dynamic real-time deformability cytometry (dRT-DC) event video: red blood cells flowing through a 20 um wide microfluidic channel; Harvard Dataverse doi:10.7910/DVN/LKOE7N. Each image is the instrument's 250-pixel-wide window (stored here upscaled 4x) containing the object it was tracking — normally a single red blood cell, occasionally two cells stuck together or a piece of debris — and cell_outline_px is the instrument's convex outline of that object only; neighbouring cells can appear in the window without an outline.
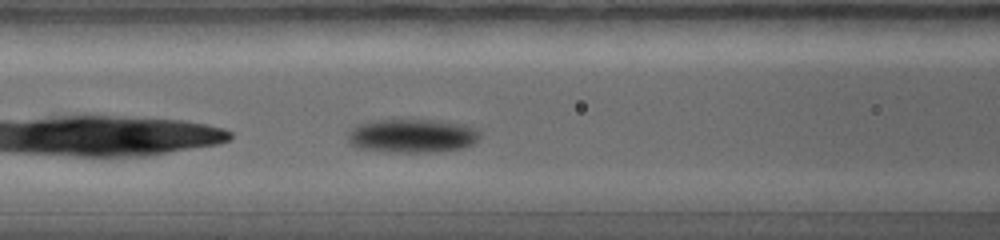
{"species": "common noctule bat (a hibernating species)", "species_latin": "Nyctalus noctula", "temperature_condition": "warm", "stored_images_in_passage": 15, "camera_frame_rate_fps": 5000, "um_per_image_px": 0.085, "animal": {"sex": "female", "body_mass_g": 19.0, "forearm_length_mm": 56.7}, "frame": {"image": 1, "passage_image": 4, "time_ms": 1.2, "image_size_px": [1000, 240], "cell_outline_px": [[480, 136], [472, 144], [460, 148], [444, 152], [388, 152], [356, 148], [348, 140], [348, 132], [356, 124], [368, 120], [432, 120], [460, 124], [472, 128], [480, 132]], "centroid_in_image_um": [34.96, 11.55], "position_along_channel_um": 131.6, "area_um2": 26.01}}
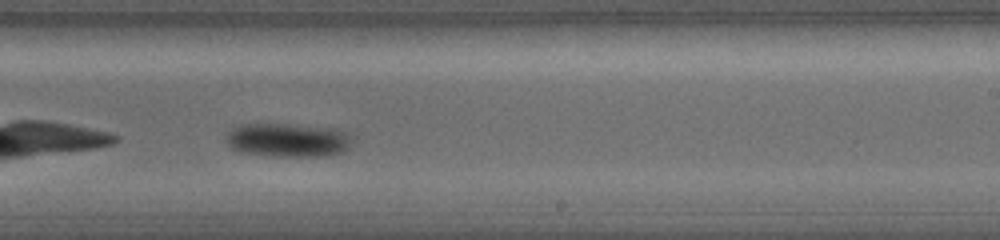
{"frame": {"image": 2, "passage_image": 9, "time_ms": 3.2, "image_size_px": [1000, 240], "cell_outline_px": [[356, 136], [348, 148], [340, 152], [328, 156], [268, 156], [240, 152], [232, 148], [224, 140], [228, 132], [232, 128], [240, 124], [288, 124], [340, 128]], "centroid_in_image_um": [24.52, 11.89], "position_along_channel_um": 264.5, "area_um2": 25.43}}
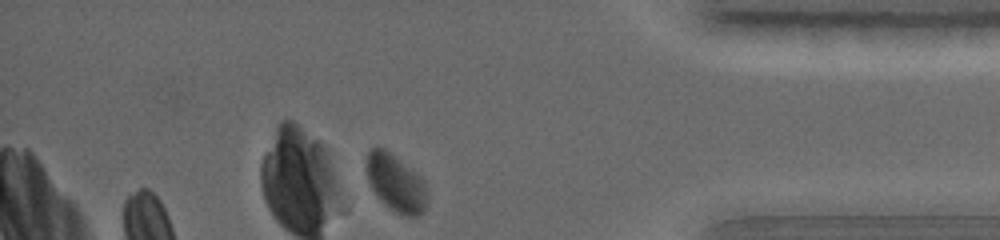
{"frame": {"image": 3, "passage_image": 15, "time_ms": 5.6, "image_size_px": [1000, 240], "cell_outline_px": [[428, 204], [424, 212], [420, 216], [404, 216], [396, 212], [384, 204], [376, 196], [368, 180], [364, 164], [368, 152], [376, 144], [384, 148], [416, 172], [424, 180], [428, 196]], "centroid_in_image_um": [33.64, 15.55], "position_along_channel_um": 401.6, "area_um2": 20.81}}